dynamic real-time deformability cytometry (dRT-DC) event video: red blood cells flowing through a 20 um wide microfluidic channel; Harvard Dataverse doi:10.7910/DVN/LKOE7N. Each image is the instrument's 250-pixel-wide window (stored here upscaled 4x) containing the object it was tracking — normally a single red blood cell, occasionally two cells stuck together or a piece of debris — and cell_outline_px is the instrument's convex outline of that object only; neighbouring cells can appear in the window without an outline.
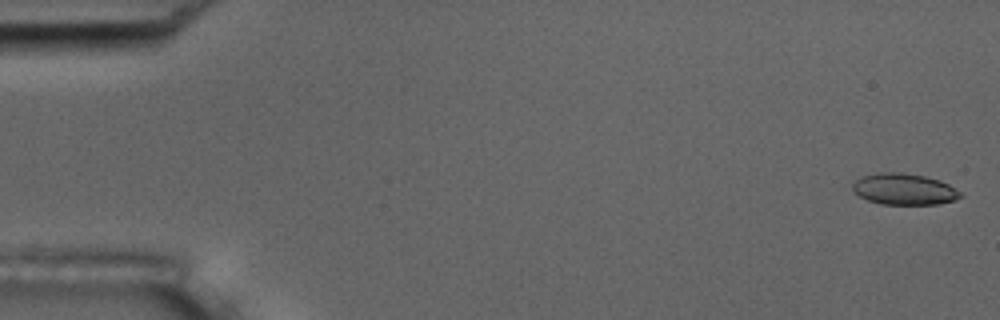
{"species": "common noctule bat (a hibernating species)", "species_latin": "Nyctalus noctula", "temperature_condition": "room temperature", "stored_images_in_passage": 5, "camera_frame_rate_fps": 3000, "um_per_image_px": 0.085, "animal": {"sex": "male", "body_mass_g": 17.5, "forearm_length_mm": 52.3}, "frame": {"image": 1, "passage_image": 1, "time_ms": 0.0, "image_size_px": [1000, 320], "cell_outline_px": [[964, 196], [952, 200], [936, 204], [880, 204], [868, 200], [852, 192], [852, 184], [856, 180], [864, 176], [880, 172], [900, 172], [924, 176], [940, 180], [948, 184], [960, 192]], "centroid_in_image_um": [76.82, 16.08], "position_along_channel_um": 8.2, "area_um2": 19.54}}